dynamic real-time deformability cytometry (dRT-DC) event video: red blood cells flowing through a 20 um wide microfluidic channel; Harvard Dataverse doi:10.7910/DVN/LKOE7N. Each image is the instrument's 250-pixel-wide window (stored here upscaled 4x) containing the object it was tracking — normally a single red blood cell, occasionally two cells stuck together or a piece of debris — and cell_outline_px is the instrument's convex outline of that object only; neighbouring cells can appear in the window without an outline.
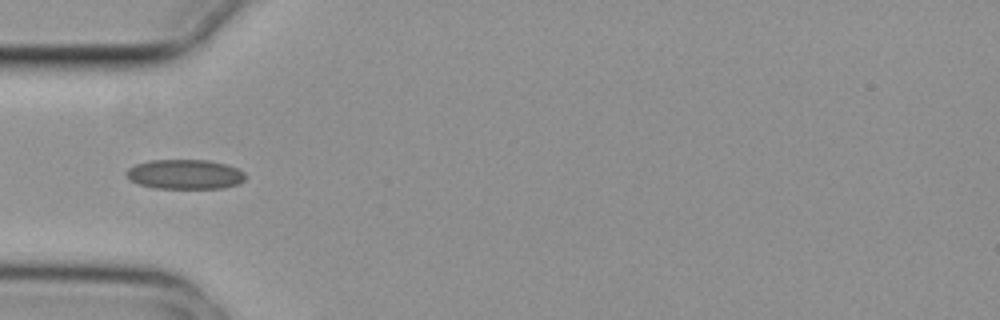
{"species": "common noctule bat (a hibernating species)", "species_latin": "Nyctalus noctula", "temperature_condition": "cold", "stored_images_in_passage": 3, "camera_frame_rate_fps": 3000, "um_per_image_px": 0.085, "animal": {"sex": "female", "body_mass_g": 29.2, "forearm_length_mm": 56.3}, "frame": {"image": 1, "passage_image": 1, "time_ms": 0.0, "image_size_px": [1000, 320], "cell_outline_px": [[244, 180], [236, 184], [220, 188], [152, 188], [128, 180], [124, 172], [128, 168], [136, 164], [148, 160], [208, 160], [224, 164], [236, 168], [244, 172]], "centroid_in_image_um": [15.64, 14.81], "position_along_channel_um": 69.4, "area_um2": 20.52}}
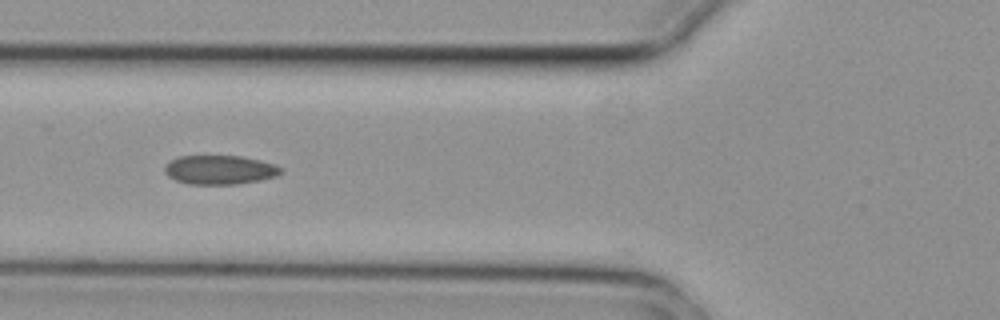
{"frame": {"image": 2, "passage_image": 2, "time_ms": 0.333, "image_size_px": [1000, 320], "cell_outline_px": [[284, 172], [276, 176], [260, 180], [236, 184], [188, 184], [176, 180], [168, 176], [164, 172], [164, 168], [172, 160], [180, 156], [240, 156], [260, 160], [276, 164], [284, 168]], "centroid_in_image_um": [18.73, 14.44], "position_along_channel_um": 107.1, "area_um2": 19.71}}
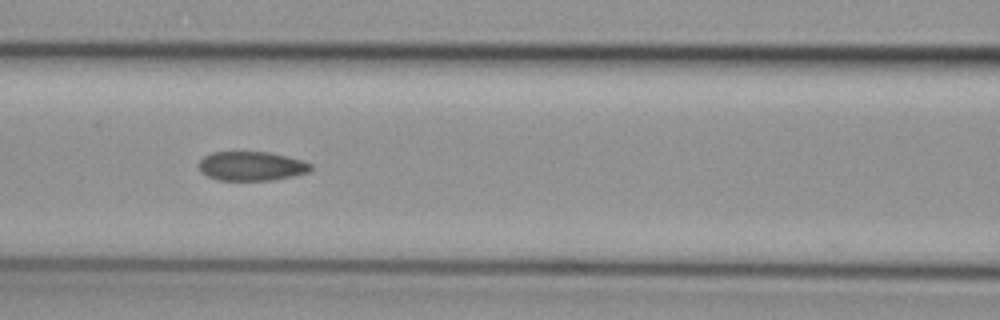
{"frame": {"image": 3, "passage_image": 3, "time_ms": 0.667, "image_size_px": [1000, 320], "cell_outline_px": [[312, 168], [308, 172], [292, 176], [272, 180], [216, 180], [200, 172], [200, 160], [204, 156], [212, 152], [268, 152], [288, 156], [312, 164]], "centroid_in_image_um": [21.37, 14.12], "position_along_channel_um": 145.2, "area_um2": 18.96}}